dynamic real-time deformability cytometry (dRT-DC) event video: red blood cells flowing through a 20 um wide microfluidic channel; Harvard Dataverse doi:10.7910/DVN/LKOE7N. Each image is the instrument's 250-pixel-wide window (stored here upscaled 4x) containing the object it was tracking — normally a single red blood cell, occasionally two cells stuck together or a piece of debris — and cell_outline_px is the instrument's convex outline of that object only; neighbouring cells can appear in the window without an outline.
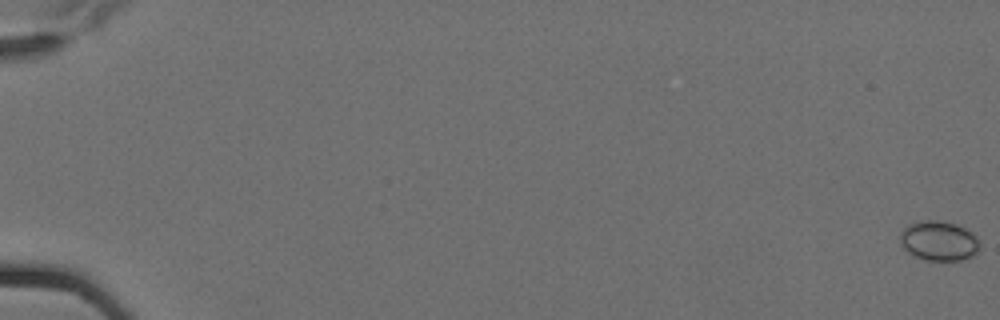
{"species": "Egyptian fruit bat (a non-hibernating species)", "species_latin": "Rousettus aegyptiacus", "temperature_condition": "cold", "stored_images_in_passage": 16, "camera_frame_rate_fps": 3000, "um_per_image_px": 0.085, "animal": {"sex": "female"}, "frame": {"image": 1, "passage_image": 1, "time_ms": 0.0, "image_size_px": [1000, 320], "cell_outline_px": [[980, 248], [972, 256], [960, 260], [924, 260], [908, 252], [900, 244], [900, 232], [908, 224], [920, 220], [936, 220], [952, 224], [964, 228], [976, 236], [980, 244]], "centroid_in_image_um": [79.77, 20.47], "position_along_channel_um": 5.2, "area_um2": 18.32}}
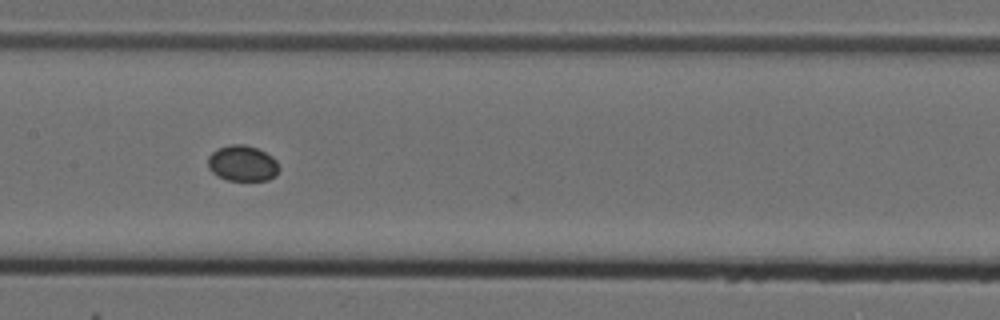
{"frame": {"image": 2, "passage_image": 9, "time_ms": 2.667, "image_size_px": [1000, 320], "cell_outline_px": [[280, 168], [276, 176], [268, 180], [228, 180], [216, 176], [208, 168], [208, 156], [212, 152], [220, 148], [232, 144], [244, 144], [256, 148], [272, 156], [276, 160]], "centroid_in_image_um": [20.61, 13.9], "position_along_channel_um": 186.8, "area_um2": 14.85}}
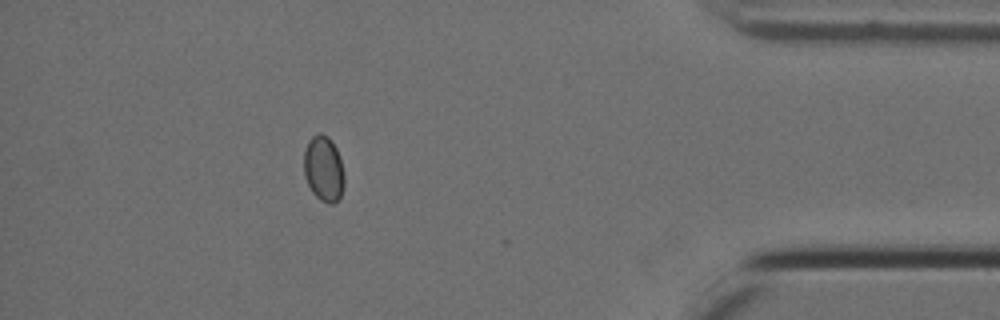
{"frame": {"image": 3, "passage_image": 15, "time_ms": 4.667, "image_size_px": [1000, 320], "cell_outline_px": [[344, 188], [340, 200], [332, 204], [328, 204], [320, 200], [312, 192], [304, 176], [304, 152], [308, 140], [316, 132], [320, 132], [328, 136], [332, 140], [336, 148], [340, 160], [344, 176]], "centroid_in_image_um": [27.51, 14.35], "position_along_channel_um": 407.7, "area_um2": 15.72}}